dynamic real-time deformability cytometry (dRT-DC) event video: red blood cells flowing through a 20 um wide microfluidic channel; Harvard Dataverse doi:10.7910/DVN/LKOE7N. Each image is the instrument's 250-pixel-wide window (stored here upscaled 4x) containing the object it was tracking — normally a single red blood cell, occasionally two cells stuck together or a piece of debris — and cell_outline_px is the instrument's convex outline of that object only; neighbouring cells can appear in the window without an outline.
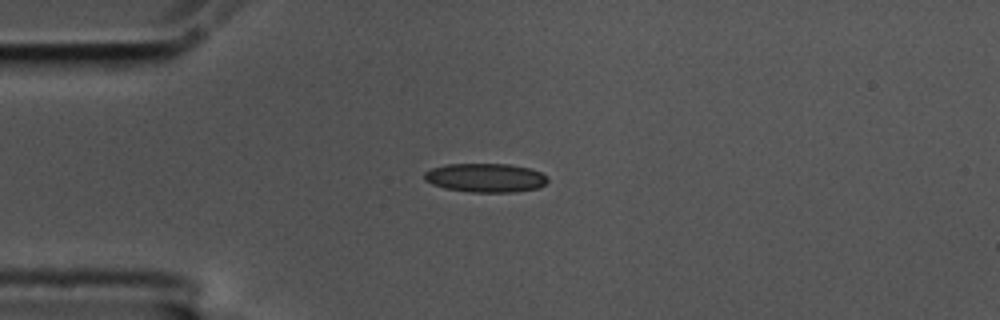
{"species": "common noctule bat (a hibernating species)", "species_latin": "Nyctalus noctula", "temperature_condition": "cold", "stored_images_in_passage": 9, "camera_frame_rate_fps": 3000, "um_per_image_px": 0.085, "animal": {"sex": "male", "body_mass_g": 17.5, "forearm_length_mm": 52.3}, "frame": {"image": 1, "passage_image": 4, "time_ms": 1.0, "image_size_px": [1000, 320], "cell_outline_px": [[548, 180], [540, 188], [516, 192], [472, 192], [444, 188], [432, 184], [424, 180], [424, 172], [432, 168], [448, 164], [508, 164], [528, 168], [540, 172], [548, 176]], "centroid_in_image_um": [41.28, 15.12], "position_along_channel_um": 43.7, "area_um2": 20.81}}
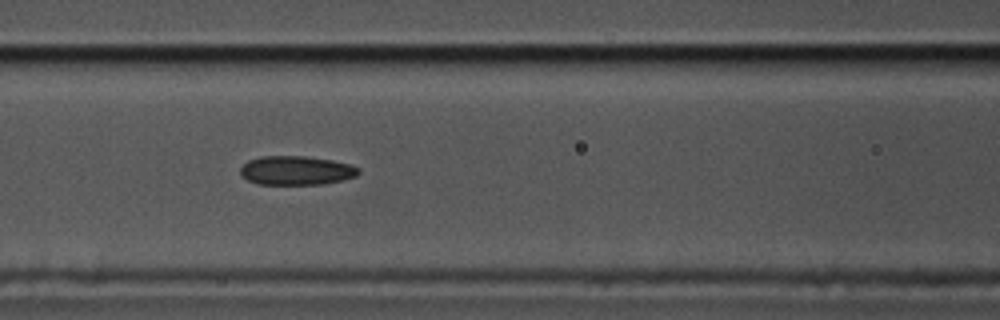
{"frame": {"image": 2, "passage_image": 7, "time_ms": 2.0, "image_size_px": [1000, 320], "cell_outline_px": [[360, 172], [356, 176], [344, 180], [320, 184], [260, 184], [248, 180], [240, 176], [240, 168], [248, 160], [260, 156], [304, 156], [332, 160], [352, 164], [360, 168]], "centroid_in_image_um": [25.19, 14.48], "position_along_channel_um": 141.4, "area_um2": 20.11}}
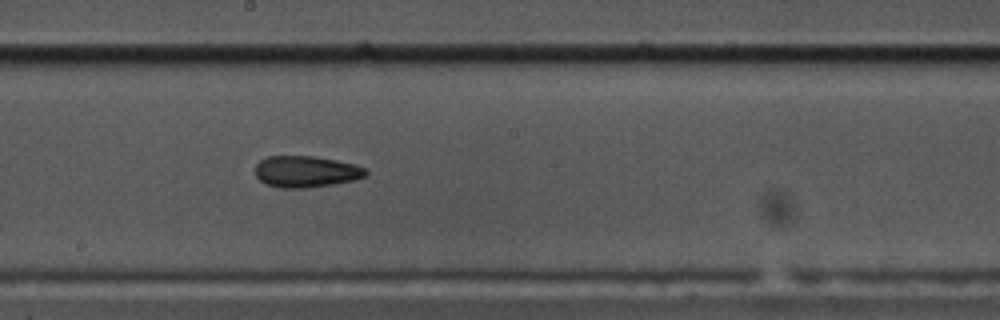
{"frame": {"image": 3, "passage_image": 9, "time_ms": 2.667, "image_size_px": [1000, 320], "cell_outline_px": [[368, 172], [364, 176], [352, 180], [332, 184], [304, 188], [280, 188], [264, 184], [256, 176], [256, 164], [260, 160], [268, 156], [312, 156], [336, 160], [356, 164], [364, 168]], "centroid_in_image_um": [25.97, 14.58], "position_along_channel_um": 222.2, "area_um2": 20.17}}